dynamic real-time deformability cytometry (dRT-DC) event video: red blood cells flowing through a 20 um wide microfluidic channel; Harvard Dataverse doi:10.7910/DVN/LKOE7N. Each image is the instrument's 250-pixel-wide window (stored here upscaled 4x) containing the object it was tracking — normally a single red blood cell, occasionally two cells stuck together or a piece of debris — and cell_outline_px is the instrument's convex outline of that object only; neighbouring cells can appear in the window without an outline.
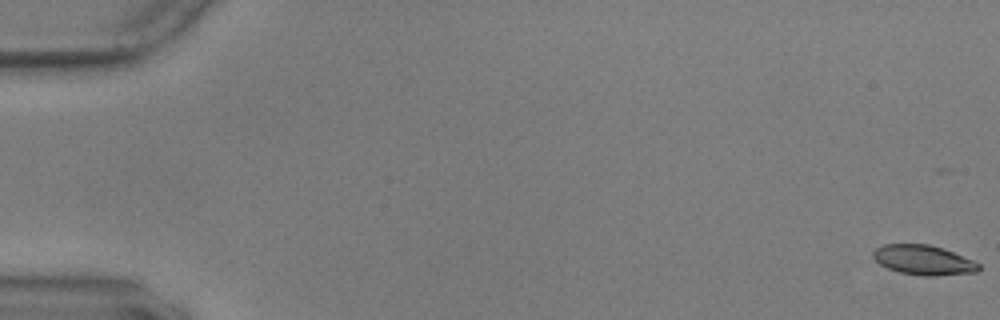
{"species": "common noctule bat (a hibernating species)", "species_latin": "Nyctalus noctula", "temperature_condition": "warm", "stored_images_in_passage": 56, "camera_frame_rate_fps": 3000, "um_per_image_px": 0.085, "animal": {"sex": "male", "body_mass_g": 17.9, "forearm_length_mm": 54.2}, "frame": {"image": 1, "passage_image": 1, "time_ms": 0.0, "image_size_px": [1000, 320], "cell_outline_px": [[980, 268], [976, 272], [932, 276], [924, 276], [900, 272], [888, 268], [880, 264], [872, 256], [872, 252], [876, 248], [884, 244], [928, 244], [944, 248], [972, 260], [980, 264]], "centroid_in_image_um": [78.48, 22.09], "position_along_channel_um": 6.5, "area_um2": 18.21}}
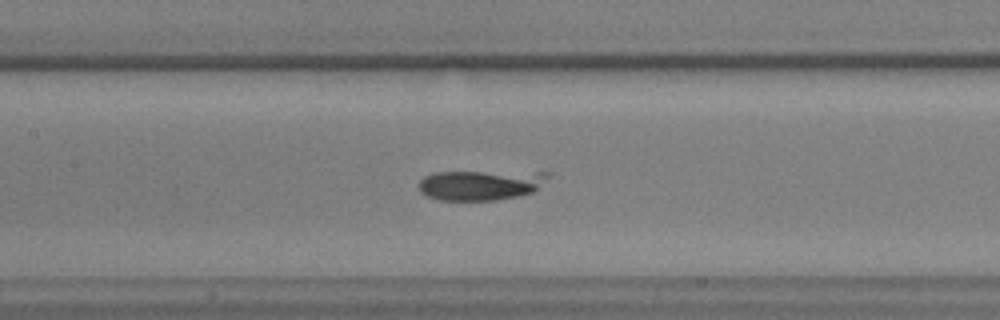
{"frame": {"image": 2, "passage_image": 28, "time_ms": 9.0, "image_size_px": [1000, 320], "cell_outline_px": [[552, 172], [532, 192], [516, 196], [496, 200], [440, 200], [428, 196], [420, 192], [420, 180], [424, 176], [436, 172]], "centroid_in_image_um": [40.81, 15.72], "position_along_channel_um": 166.6, "area_um2": 22.25}}
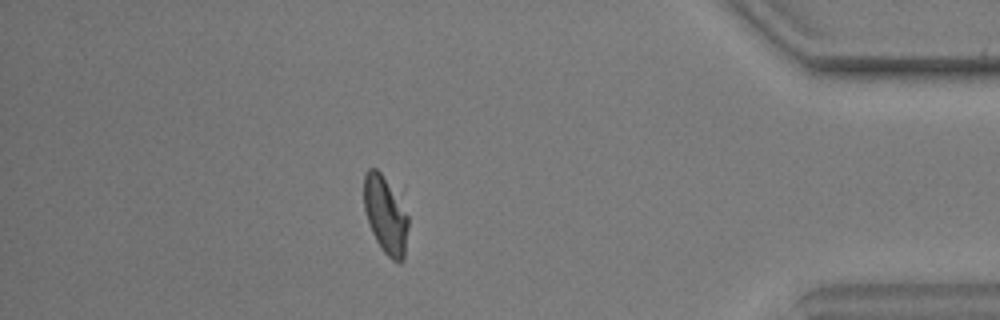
{"frame": {"image": 3, "passage_image": 51, "time_ms": 16.667, "image_size_px": [1000, 320], "cell_outline_px": [[408, 228], [404, 260], [400, 264], [392, 260], [380, 248], [372, 232], [364, 208], [364, 172], [368, 168], [376, 168], [404, 184], [408, 216]], "centroid_in_image_um": [32.87, 18.06], "position_along_channel_um": 402.3, "area_um2": 22.37}}